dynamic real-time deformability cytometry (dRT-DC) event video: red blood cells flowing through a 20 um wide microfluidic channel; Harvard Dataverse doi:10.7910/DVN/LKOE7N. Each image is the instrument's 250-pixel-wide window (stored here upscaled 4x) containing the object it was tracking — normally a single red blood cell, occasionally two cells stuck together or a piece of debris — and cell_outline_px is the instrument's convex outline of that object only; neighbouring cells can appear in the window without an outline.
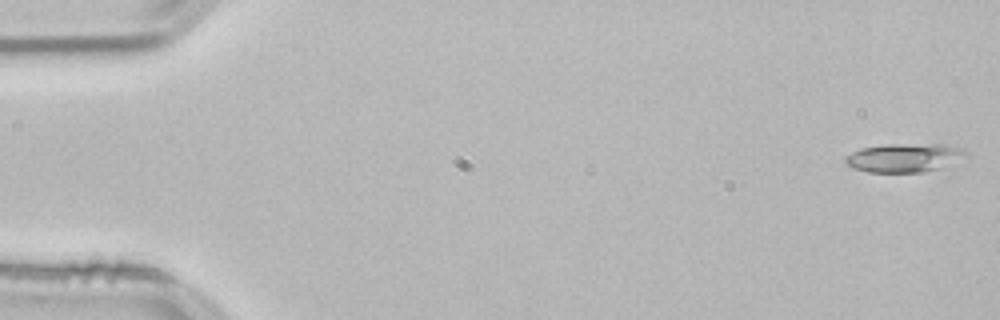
{"species": "common noctule bat (a hibernating species)", "species_latin": "Nyctalus noctula", "temperature_condition": "room temperature", "stored_images_in_passage": 53, "camera_frame_rate_fps": 3000, "um_per_image_px": 0.085, "animal": {"sex": "male", "body_mass_g": 21.5, "forearm_length_mm": 52.0}, "frame": {"image": 1, "passage_image": 1, "time_ms": 0.0, "image_size_px": [1000, 320], "cell_outline_px": [[968, 152], [936, 168], [920, 172], [868, 172], [852, 168], [844, 160], [844, 156], [860, 148], [884, 144], [940, 144], [960, 148]], "centroid_in_image_um": [76.69, 13.39], "position_along_channel_um": 8.3, "area_um2": 19.48}}
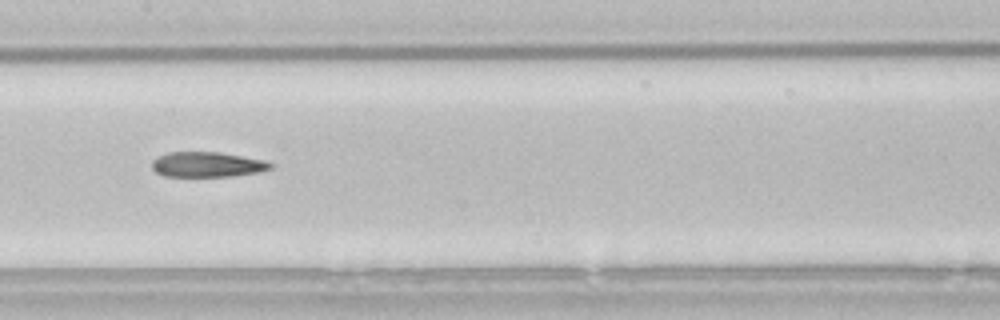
{"frame": {"image": 2, "passage_image": 26, "time_ms": 8.333, "image_size_px": [1000, 320], "cell_outline_px": [[272, 168], [256, 172], [232, 176], [164, 176], [156, 172], [152, 168], [152, 160], [168, 152], [220, 152], [264, 160], [272, 164]], "centroid_in_image_um": [17.59, 13.98], "position_along_channel_um": 189.8, "area_um2": 17.17}}
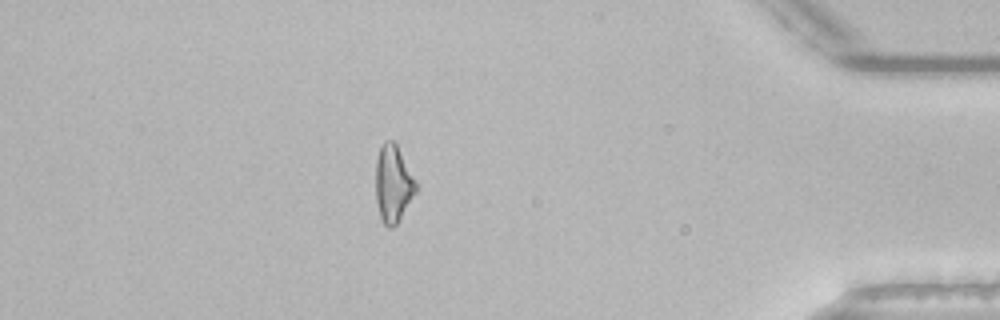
{"frame": {"image": 3, "passage_image": 46, "time_ms": 15.0, "image_size_px": [1000, 320], "cell_outline_px": [[416, 192], [396, 224], [392, 228], [388, 228], [384, 224], [380, 216], [376, 200], [376, 156], [384, 140], [392, 140], [396, 144], [416, 184]], "centroid_in_image_um": [33.38, 15.62], "position_along_channel_um": 401.8, "area_um2": 17.63}, "authors_computed_cell_mechanics": {"area_um2": 18.3226, "velocity_mm_per_s": 3.8355, "shape_relaxation_time_tau1_ms": 9.6811, "shape_relaxation_time_tau2_ms": 6.708, "deformation_change_tau1": 0.2062, "deformation_change_tau2": 0.1966}}